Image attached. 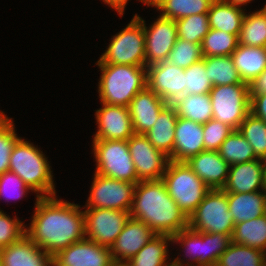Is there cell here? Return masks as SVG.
I'll use <instances>...</instances> for the list:
<instances>
[{"label":"cell","mask_w":266,"mask_h":266,"mask_svg":"<svg viewBox=\"0 0 266 266\" xmlns=\"http://www.w3.org/2000/svg\"><path fill=\"white\" fill-rule=\"evenodd\" d=\"M175 242L181 243L180 247L183 246L189 261L183 263V259L176 257L170 261L172 266H216L219 257L231 243V237L228 234L203 233L186 228L172 236V243Z\"/></svg>","instance_id":"5"},{"label":"cell","mask_w":266,"mask_h":266,"mask_svg":"<svg viewBox=\"0 0 266 266\" xmlns=\"http://www.w3.org/2000/svg\"><path fill=\"white\" fill-rule=\"evenodd\" d=\"M0 266H53V256L24 234L18 241L0 249Z\"/></svg>","instance_id":"20"},{"label":"cell","mask_w":266,"mask_h":266,"mask_svg":"<svg viewBox=\"0 0 266 266\" xmlns=\"http://www.w3.org/2000/svg\"><path fill=\"white\" fill-rule=\"evenodd\" d=\"M234 226L228 208L227 193L222 189H210L204 200L188 217V228L196 232L221 233L231 237Z\"/></svg>","instance_id":"8"},{"label":"cell","mask_w":266,"mask_h":266,"mask_svg":"<svg viewBox=\"0 0 266 266\" xmlns=\"http://www.w3.org/2000/svg\"><path fill=\"white\" fill-rule=\"evenodd\" d=\"M96 174L137 183V173L129 152L128 140L93 139Z\"/></svg>","instance_id":"9"},{"label":"cell","mask_w":266,"mask_h":266,"mask_svg":"<svg viewBox=\"0 0 266 266\" xmlns=\"http://www.w3.org/2000/svg\"><path fill=\"white\" fill-rule=\"evenodd\" d=\"M53 266H115L110 248L86 238L60 250Z\"/></svg>","instance_id":"16"},{"label":"cell","mask_w":266,"mask_h":266,"mask_svg":"<svg viewBox=\"0 0 266 266\" xmlns=\"http://www.w3.org/2000/svg\"><path fill=\"white\" fill-rule=\"evenodd\" d=\"M252 146L257 158L266 154V122L249 113L238 129Z\"/></svg>","instance_id":"37"},{"label":"cell","mask_w":266,"mask_h":266,"mask_svg":"<svg viewBox=\"0 0 266 266\" xmlns=\"http://www.w3.org/2000/svg\"><path fill=\"white\" fill-rule=\"evenodd\" d=\"M86 208H104L130 212L136 184L94 173Z\"/></svg>","instance_id":"11"},{"label":"cell","mask_w":266,"mask_h":266,"mask_svg":"<svg viewBox=\"0 0 266 266\" xmlns=\"http://www.w3.org/2000/svg\"><path fill=\"white\" fill-rule=\"evenodd\" d=\"M173 152L170 161L186 162L204 151L203 124L182 117L177 118Z\"/></svg>","instance_id":"19"},{"label":"cell","mask_w":266,"mask_h":266,"mask_svg":"<svg viewBox=\"0 0 266 266\" xmlns=\"http://www.w3.org/2000/svg\"><path fill=\"white\" fill-rule=\"evenodd\" d=\"M26 235L44 252L54 256L85 238V217L78 204L57 196L38 197Z\"/></svg>","instance_id":"1"},{"label":"cell","mask_w":266,"mask_h":266,"mask_svg":"<svg viewBox=\"0 0 266 266\" xmlns=\"http://www.w3.org/2000/svg\"><path fill=\"white\" fill-rule=\"evenodd\" d=\"M216 266H266V252L231 242Z\"/></svg>","instance_id":"33"},{"label":"cell","mask_w":266,"mask_h":266,"mask_svg":"<svg viewBox=\"0 0 266 266\" xmlns=\"http://www.w3.org/2000/svg\"><path fill=\"white\" fill-rule=\"evenodd\" d=\"M229 212L234 224L251 220L266 214V194L264 191L227 193Z\"/></svg>","instance_id":"24"},{"label":"cell","mask_w":266,"mask_h":266,"mask_svg":"<svg viewBox=\"0 0 266 266\" xmlns=\"http://www.w3.org/2000/svg\"><path fill=\"white\" fill-rule=\"evenodd\" d=\"M250 98V113L266 122V93Z\"/></svg>","instance_id":"45"},{"label":"cell","mask_w":266,"mask_h":266,"mask_svg":"<svg viewBox=\"0 0 266 266\" xmlns=\"http://www.w3.org/2000/svg\"><path fill=\"white\" fill-rule=\"evenodd\" d=\"M231 242L266 252V214L235 224Z\"/></svg>","instance_id":"31"},{"label":"cell","mask_w":266,"mask_h":266,"mask_svg":"<svg viewBox=\"0 0 266 266\" xmlns=\"http://www.w3.org/2000/svg\"><path fill=\"white\" fill-rule=\"evenodd\" d=\"M83 213L85 238L107 248H111L130 218V212L104 208H86Z\"/></svg>","instance_id":"12"},{"label":"cell","mask_w":266,"mask_h":266,"mask_svg":"<svg viewBox=\"0 0 266 266\" xmlns=\"http://www.w3.org/2000/svg\"><path fill=\"white\" fill-rule=\"evenodd\" d=\"M249 96L266 93V69L250 83H248Z\"/></svg>","instance_id":"46"},{"label":"cell","mask_w":266,"mask_h":266,"mask_svg":"<svg viewBox=\"0 0 266 266\" xmlns=\"http://www.w3.org/2000/svg\"><path fill=\"white\" fill-rule=\"evenodd\" d=\"M186 163L210 189L224 187L230 165L218 151L204 150L191 157Z\"/></svg>","instance_id":"23"},{"label":"cell","mask_w":266,"mask_h":266,"mask_svg":"<svg viewBox=\"0 0 266 266\" xmlns=\"http://www.w3.org/2000/svg\"><path fill=\"white\" fill-rule=\"evenodd\" d=\"M9 171L17 174L38 197L56 195L51 166L43 152L29 141L19 139L14 145Z\"/></svg>","instance_id":"4"},{"label":"cell","mask_w":266,"mask_h":266,"mask_svg":"<svg viewBox=\"0 0 266 266\" xmlns=\"http://www.w3.org/2000/svg\"><path fill=\"white\" fill-rule=\"evenodd\" d=\"M178 117L205 124L213 119L211 97L206 94H184L172 103Z\"/></svg>","instance_id":"28"},{"label":"cell","mask_w":266,"mask_h":266,"mask_svg":"<svg viewBox=\"0 0 266 266\" xmlns=\"http://www.w3.org/2000/svg\"><path fill=\"white\" fill-rule=\"evenodd\" d=\"M170 242H172L171 236L155 235L126 264L128 266H172L167 261Z\"/></svg>","instance_id":"29"},{"label":"cell","mask_w":266,"mask_h":266,"mask_svg":"<svg viewBox=\"0 0 266 266\" xmlns=\"http://www.w3.org/2000/svg\"><path fill=\"white\" fill-rule=\"evenodd\" d=\"M0 210V249L18 241L25 233V225L17 217L11 219Z\"/></svg>","instance_id":"44"},{"label":"cell","mask_w":266,"mask_h":266,"mask_svg":"<svg viewBox=\"0 0 266 266\" xmlns=\"http://www.w3.org/2000/svg\"><path fill=\"white\" fill-rule=\"evenodd\" d=\"M232 131L233 129L231 127L216 119H211L203 124L205 150L218 151Z\"/></svg>","instance_id":"41"},{"label":"cell","mask_w":266,"mask_h":266,"mask_svg":"<svg viewBox=\"0 0 266 266\" xmlns=\"http://www.w3.org/2000/svg\"><path fill=\"white\" fill-rule=\"evenodd\" d=\"M214 0H148V6L161 11L160 16L178 20L193 14L208 13Z\"/></svg>","instance_id":"30"},{"label":"cell","mask_w":266,"mask_h":266,"mask_svg":"<svg viewBox=\"0 0 266 266\" xmlns=\"http://www.w3.org/2000/svg\"><path fill=\"white\" fill-rule=\"evenodd\" d=\"M147 87L167 104L174 103L185 94V69L167 60L146 67Z\"/></svg>","instance_id":"14"},{"label":"cell","mask_w":266,"mask_h":266,"mask_svg":"<svg viewBox=\"0 0 266 266\" xmlns=\"http://www.w3.org/2000/svg\"><path fill=\"white\" fill-rule=\"evenodd\" d=\"M227 2H230V3H233L234 5H237V6H245L247 5V3H250V1L252 0H225Z\"/></svg>","instance_id":"48"},{"label":"cell","mask_w":266,"mask_h":266,"mask_svg":"<svg viewBox=\"0 0 266 266\" xmlns=\"http://www.w3.org/2000/svg\"><path fill=\"white\" fill-rule=\"evenodd\" d=\"M213 86L243 83L231 56L203 57Z\"/></svg>","instance_id":"34"},{"label":"cell","mask_w":266,"mask_h":266,"mask_svg":"<svg viewBox=\"0 0 266 266\" xmlns=\"http://www.w3.org/2000/svg\"><path fill=\"white\" fill-rule=\"evenodd\" d=\"M178 38L195 44H202L204 36L209 32L208 14H193L176 20Z\"/></svg>","instance_id":"38"},{"label":"cell","mask_w":266,"mask_h":266,"mask_svg":"<svg viewBox=\"0 0 266 266\" xmlns=\"http://www.w3.org/2000/svg\"><path fill=\"white\" fill-rule=\"evenodd\" d=\"M241 6L225 0H214L208 11L210 28L225 31L226 33L239 35L242 21L245 15Z\"/></svg>","instance_id":"27"},{"label":"cell","mask_w":266,"mask_h":266,"mask_svg":"<svg viewBox=\"0 0 266 266\" xmlns=\"http://www.w3.org/2000/svg\"><path fill=\"white\" fill-rule=\"evenodd\" d=\"M213 119L221 121L233 130H238L250 113V98L247 83L213 86L210 91Z\"/></svg>","instance_id":"10"},{"label":"cell","mask_w":266,"mask_h":266,"mask_svg":"<svg viewBox=\"0 0 266 266\" xmlns=\"http://www.w3.org/2000/svg\"><path fill=\"white\" fill-rule=\"evenodd\" d=\"M128 147L139 181L162 179L168 156L156 149L144 134H133Z\"/></svg>","instance_id":"13"},{"label":"cell","mask_w":266,"mask_h":266,"mask_svg":"<svg viewBox=\"0 0 266 266\" xmlns=\"http://www.w3.org/2000/svg\"><path fill=\"white\" fill-rule=\"evenodd\" d=\"M9 118L0 126V174L9 171V159L16 142L21 138L15 133V125Z\"/></svg>","instance_id":"42"},{"label":"cell","mask_w":266,"mask_h":266,"mask_svg":"<svg viewBox=\"0 0 266 266\" xmlns=\"http://www.w3.org/2000/svg\"><path fill=\"white\" fill-rule=\"evenodd\" d=\"M9 117H7L4 112L0 111V126L5 123Z\"/></svg>","instance_id":"49"},{"label":"cell","mask_w":266,"mask_h":266,"mask_svg":"<svg viewBox=\"0 0 266 266\" xmlns=\"http://www.w3.org/2000/svg\"><path fill=\"white\" fill-rule=\"evenodd\" d=\"M130 217L144 222L156 235L173 236L188 228V217L170 197L162 179L136 183Z\"/></svg>","instance_id":"2"},{"label":"cell","mask_w":266,"mask_h":266,"mask_svg":"<svg viewBox=\"0 0 266 266\" xmlns=\"http://www.w3.org/2000/svg\"><path fill=\"white\" fill-rule=\"evenodd\" d=\"M128 1L129 0H103L105 4H108L109 7L111 6L112 9L117 11L121 17L124 14V10Z\"/></svg>","instance_id":"47"},{"label":"cell","mask_w":266,"mask_h":266,"mask_svg":"<svg viewBox=\"0 0 266 266\" xmlns=\"http://www.w3.org/2000/svg\"><path fill=\"white\" fill-rule=\"evenodd\" d=\"M239 35L210 28L201 44L203 57L231 56L239 44Z\"/></svg>","instance_id":"36"},{"label":"cell","mask_w":266,"mask_h":266,"mask_svg":"<svg viewBox=\"0 0 266 266\" xmlns=\"http://www.w3.org/2000/svg\"><path fill=\"white\" fill-rule=\"evenodd\" d=\"M155 235L144 222L130 217L110 248L115 264L127 263Z\"/></svg>","instance_id":"18"},{"label":"cell","mask_w":266,"mask_h":266,"mask_svg":"<svg viewBox=\"0 0 266 266\" xmlns=\"http://www.w3.org/2000/svg\"><path fill=\"white\" fill-rule=\"evenodd\" d=\"M177 118L178 115L174 106L167 104L160 111L152 128L144 134L156 149L162 151L168 157L173 152Z\"/></svg>","instance_id":"25"},{"label":"cell","mask_w":266,"mask_h":266,"mask_svg":"<svg viewBox=\"0 0 266 266\" xmlns=\"http://www.w3.org/2000/svg\"><path fill=\"white\" fill-rule=\"evenodd\" d=\"M162 181L170 197L187 217L210 191V188L192 171L186 162L169 160Z\"/></svg>","instance_id":"6"},{"label":"cell","mask_w":266,"mask_h":266,"mask_svg":"<svg viewBox=\"0 0 266 266\" xmlns=\"http://www.w3.org/2000/svg\"><path fill=\"white\" fill-rule=\"evenodd\" d=\"M264 193L266 194V168L264 171V189H263Z\"/></svg>","instance_id":"50"},{"label":"cell","mask_w":266,"mask_h":266,"mask_svg":"<svg viewBox=\"0 0 266 266\" xmlns=\"http://www.w3.org/2000/svg\"><path fill=\"white\" fill-rule=\"evenodd\" d=\"M32 190L25 182L14 172L6 171L0 174V200L2 197L8 199H21ZM19 198V199H18Z\"/></svg>","instance_id":"43"},{"label":"cell","mask_w":266,"mask_h":266,"mask_svg":"<svg viewBox=\"0 0 266 266\" xmlns=\"http://www.w3.org/2000/svg\"><path fill=\"white\" fill-rule=\"evenodd\" d=\"M111 39L96 64L146 66L145 31L139 15L135 14L130 23Z\"/></svg>","instance_id":"7"},{"label":"cell","mask_w":266,"mask_h":266,"mask_svg":"<svg viewBox=\"0 0 266 266\" xmlns=\"http://www.w3.org/2000/svg\"><path fill=\"white\" fill-rule=\"evenodd\" d=\"M231 57L244 83H250L266 69V47L238 44Z\"/></svg>","instance_id":"26"},{"label":"cell","mask_w":266,"mask_h":266,"mask_svg":"<svg viewBox=\"0 0 266 266\" xmlns=\"http://www.w3.org/2000/svg\"><path fill=\"white\" fill-rule=\"evenodd\" d=\"M239 44L255 47H266V5L255 12L245 13Z\"/></svg>","instance_id":"32"},{"label":"cell","mask_w":266,"mask_h":266,"mask_svg":"<svg viewBox=\"0 0 266 266\" xmlns=\"http://www.w3.org/2000/svg\"><path fill=\"white\" fill-rule=\"evenodd\" d=\"M185 85L186 95L210 93L213 85L203 59L185 69Z\"/></svg>","instance_id":"40"},{"label":"cell","mask_w":266,"mask_h":266,"mask_svg":"<svg viewBox=\"0 0 266 266\" xmlns=\"http://www.w3.org/2000/svg\"><path fill=\"white\" fill-rule=\"evenodd\" d=\"M167 103L146 87L138 92L128 105L135 134H145L152 128L160 111Z\"/></svg>","instance_id":"22"},{"label":"cell","mask_w":266,"mask_h":266,"mask_svg":"<svg viewBox=\"0 0 266 266\" xmlns=\"http://www.w3.org/2000/svg\"><path fill=\"white\" fill-rule=\"evenodd\" d=\"M148 6V0H139Z\"/></svg>","instance_id":"53"},{"label":"cell","mask_w":266,"mask_h":266,"mask_svg":"<svg viewBox=\"0 0 266 266\" xmlns=\"http://www.w3.org/2000/svg\"><path fill=\"white\" fill-rule=\"evenodd\" d=\"M115 266H128L126 263L115 264Z\"/></svg>","instance_id":"52"},{"label":"cell","mask_w":266,"mask_h":266,"mask_svg":"<svg viewBox=\"0 0 266 266\" xmlns=\"http://www.w3.org/2000/svg\"><path fill=\"white\" fill-rule=\"evenodd\" d=\"M262 163H263V165L265 166V168H266V154L262 157Z\"/></svg>","instance_id":"51"},{"label":"cell","mask_w":266,"mask_h":266,"mask_svg":"<svg viewBox=\"0 0 266 266\" xmlns=\"http://www.w3.org/2000/svg\"><path fill=\"white\" fill-rule=\"evenodd\" d=\"M221 157L231 166L258 159L252 146L239 130H233L218 150Z\"/></svg>","instance_id":"35"},{"label":"cell","mask_w":266,"mask_h":266,"mask_svg":"<svg viewBox=\"0 0 266 266\" xmlns=\"http://www.w3.org/2000/svg\"><path fill=\"white\" fill-rule=\"evenodd\" d=\"M96 65L102 73L98 82L101 103L128 107L136 94L147 87L146 66Z\"/></svg>","instance_id":"3"},{"label":"cell","mask_w":266,"mask_h":266,"mask_svg":"<svg viewBox=\"0 0 266 266\" xmlns=\"http://www.w3.org/2000/svg\"><path fill=\"white\" fill-rule=\"evenodd\" d=\"M203 59L201 44L177 38L175 45L169 53L167 61L177 67L186 69Z\"/></svg>","instance_id":"39"},{"label":"cell","mask_w":266,"mask_h":266,"mask_svg":"<svg viewBox=\"0 0 266 266\" xmlns=\"http://www.w3.org/2000/svg\"><path fill=\"white\" fill-rule=\"evenodd\" d=\"M265 166L261 159L231 165L222 190L226 193H246L264 189Z\"/></svg>","instance_id":"21"},{"label":"cell","mask_w":266,"mask_h":266,"mask_svg":"<svg viewBox=\"0 0 266 266\" xmlns=\"http://www.w3.org/2000/svg\"><path fill=\"white\" fill-rule=\"evenodd\" d=\"M142 19L145 31V63L146 67L168 59L178 38L176 21L159 15L150 27H146Z\"/></svg>","instance_id":"15"},{"label":"cell","mask_w":266,"mask_h":266,"mask_svg":"<svg viewBox=\"0 0 266 266\" xmlns=\"http://www.w3.org/2000/svg\"><path fill=\"white\" fill-rule=\"evenodd\" d=\"M101 104L95 112L98 131L93 139L128 140L135 134L128 107Z\"/></svg>","instance_id":"17"}]
</instances>
